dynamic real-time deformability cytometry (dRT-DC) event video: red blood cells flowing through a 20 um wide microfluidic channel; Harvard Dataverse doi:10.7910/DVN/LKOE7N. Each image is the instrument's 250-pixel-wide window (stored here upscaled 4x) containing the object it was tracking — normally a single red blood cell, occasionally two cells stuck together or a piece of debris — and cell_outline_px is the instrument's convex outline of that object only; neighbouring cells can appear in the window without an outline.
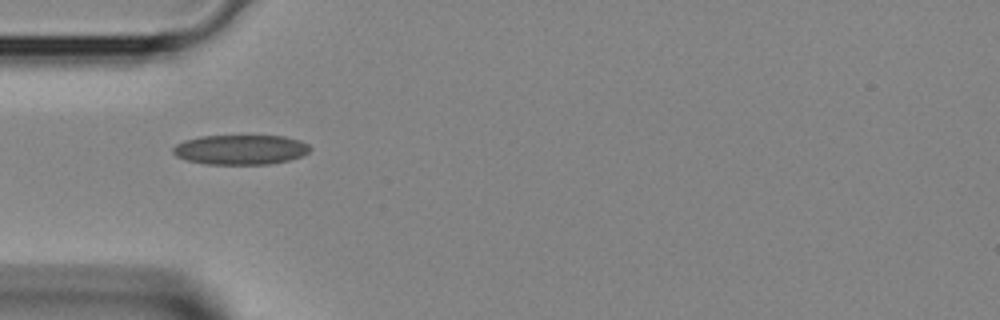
{"species": "Egyptian fruit bat (a non-hibernating species)", "species_latin": "Rousettus aegyptiacus", "temperature_condition": "room temperature", "stored_images_in_passage": 6, "camera_frame_rate_fps": 3000, "um_per_image_px": 0.085, "animal": {"sex": "female"}, "frame": {"image": 1, "passage_image": 5, "time_ms": 1.333, "image_size_px": [1000, 320], "cell_outline_px": [[312, 148], [308, 152], [300, 156], [288, 160], [268, 164], [208, 164], [184, 160], [176, 156], [172, 152], [172, 148], [176, 144], [184, 140], [200, 136], [284, 136], [300, 140], [308, 144]], "centroid_in_image_um": [20.41, 12.72], "position_along_channel_um": 64.6, "area_um2": 23.81}}
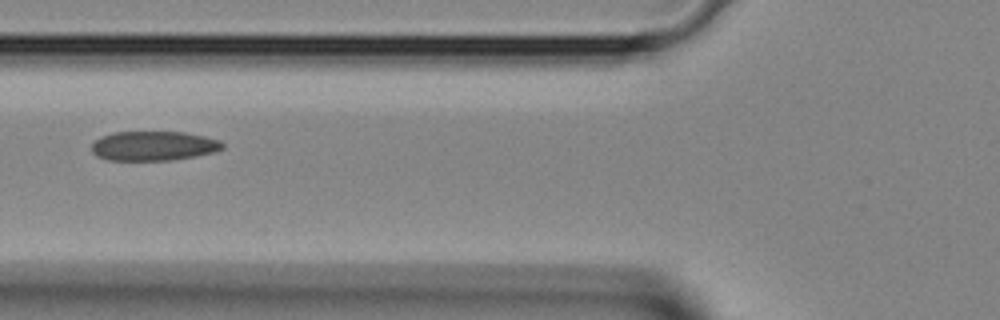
{"frame": {"image": 2, "passage_image": 6, "time_ms": 1.667, "image_size_px": [1000, 320], "cell_outline_px": [[224, 148], [216, 152], [196, 156], [172, 160], [108, 160], [96, 156], [92, 152], [92, 144], [100, 136], [116, 132], [184, 132], [204, 136], [220, 140], [224, 144]], "centroid_in_image_um": [13.07, 12.4], "position_along_channel_um": 112.7, "area_um2": 22.6}}